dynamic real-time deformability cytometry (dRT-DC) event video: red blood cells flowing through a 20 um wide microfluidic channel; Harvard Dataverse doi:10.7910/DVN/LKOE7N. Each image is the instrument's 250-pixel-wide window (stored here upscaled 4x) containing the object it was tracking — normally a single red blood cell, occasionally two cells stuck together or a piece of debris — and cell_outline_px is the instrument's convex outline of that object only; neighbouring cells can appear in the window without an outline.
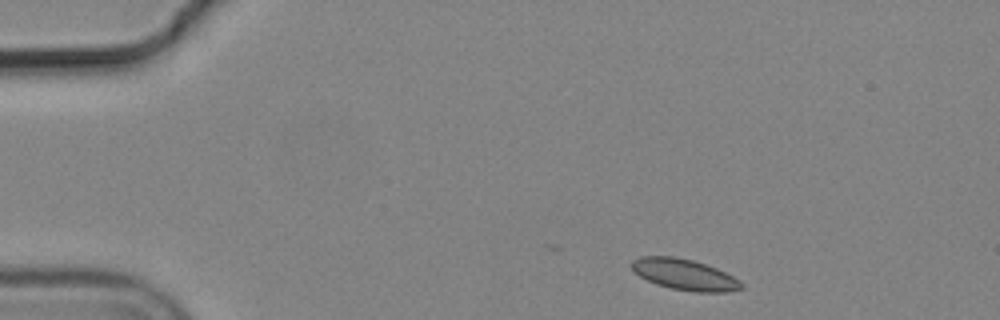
{"species": "common noctule bat (a hibernating species)", "species_latin": "Nyctalus noctula", "temperature_condition": "cold", "stored_images_in_passage": 6, "camera_frame_rate_fps": 3000, "um_per_image_px": 0.085, "animal": {"sex": "male", "body_mass_g": 19.2, "forearm_length_mm": 51.8}, "frame": {"image": 1, "passage_image": 1, "time_ms": 0.0, "image_size_px": [1000, 320], "cell_outline_px": [[744, 288], [728, 292], [696, 292], [672, 288], [656, 284], [640, 276], [632, 268], [632, 260], [640, 256], [676, 256], [692, 260], [716, 268], [740, 280], [744, 284]], "centroid_in_image_um": [58.21, 23.33], "position_along_channel_um": 26.8, "area_um2": 19.71}}
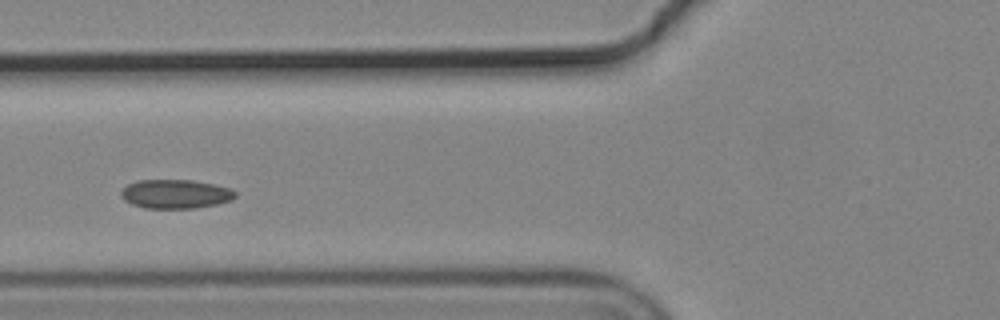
{"frame": {"image": 2, "passage_image": 4, "time_ms": 1.0, "image_size_px": [1000, 320], "cell_outline_px": [[236, 196], [232, 200], [216, 204], [196, 208], [144, 208], [132, 204], [124, 200], [120, 196], [120, 192], [128, 184], [136, 180], [192, 180], [212, 184], [228, 188], [236, 192]], "centroid_in_image_um": [14.89, 16.49], "position_along_channel_um": 110.9, "area_um2": 19.25}}
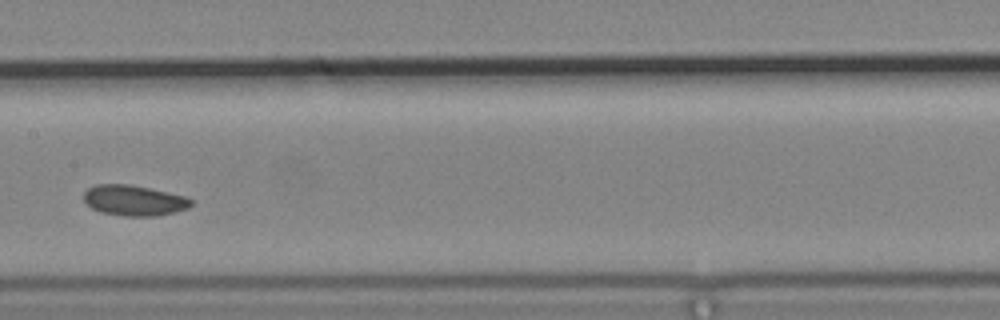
{"frame": {"image": 3, "passage_image": 6, "time_ms": 1.667, "image_size_px": [1000, 320], "cell_outline_px": [[192, 204], [188, 208], [176, 212], [156, 216], [124, 216], [100, 212], [92, 208], [84, 200], [84, 192], [88, 188], [96, 184], [132, 184], [184, 196], [192, 200]], "centroid_in_image_um": [11.38, 17.03], "position_along_channel_um": 196.0, "area_um2": 19.13}}